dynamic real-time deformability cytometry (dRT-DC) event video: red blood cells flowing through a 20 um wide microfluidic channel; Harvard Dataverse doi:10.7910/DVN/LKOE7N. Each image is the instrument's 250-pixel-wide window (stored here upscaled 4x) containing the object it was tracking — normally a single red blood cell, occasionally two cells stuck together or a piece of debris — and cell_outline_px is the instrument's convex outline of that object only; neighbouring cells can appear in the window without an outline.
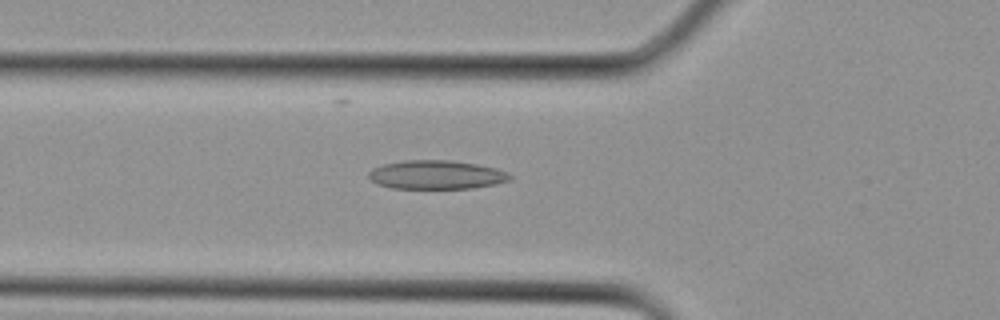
{"species": "Egyptian fruit bat (a non-hibernating species)", "species_latin": "Rousettus aegyptiacus", "temperature_condition": "cold", "stored_images_in_passage": 3, "camera_frame_rate_fps": 3000, "um_per_image_px": 0.085, "animal": {"sex": "female"}, "frame": {"image": 1, "passage_image": 3, "time_ms": 0.667, "image_size_px": [1000, 320], "cell_outline_px": [[512, 176], [508, 180], [496, 184], [472, 188], [392, 188], [376, 184], [368, 176], [368, 172], [372, 168], [384, 164], [404, 160], [448, 160], [476, 164], [496, 168], [508, 172]], "centroid_in_image_um": [37.07, 14.85], "position_along_channel_um": 88.7, "area_um2": 23.64}}